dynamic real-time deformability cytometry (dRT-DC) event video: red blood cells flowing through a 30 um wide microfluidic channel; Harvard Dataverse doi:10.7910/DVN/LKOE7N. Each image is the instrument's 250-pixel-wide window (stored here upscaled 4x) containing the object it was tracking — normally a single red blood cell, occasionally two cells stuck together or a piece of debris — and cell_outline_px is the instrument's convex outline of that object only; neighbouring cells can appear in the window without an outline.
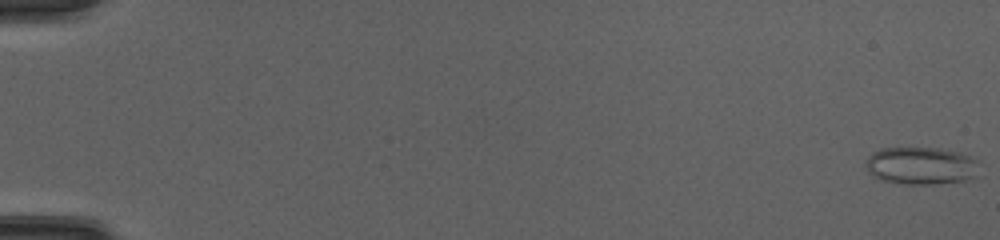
{"species": "common noctule bat (a hibernating species)", "species_latin": "Nyctalus noctula", "temperature_condition": "cold", "stored_images_in_passage": 51, "camera_frame_rate_fps": 3000, "um_per_image_px": 0.085, "animal": {"sex": "female", "body_mass_g": 20.0, "forearm_length_mm": 54.0}, "frame": {"image": 1, "passage_image": 1, "time_ms": 0.0, "image_size_px": [1000, 240], "cell_outline_px": [[980, 160], [976, 176], [964, 180], [932, 184], [904, 184], [880, 180], [872, 176], [868, 172], [868, 156], [872, 152], [880, 148], [940, 148], [960, 152]], "centroid_in_image_um": [78.31, 14.08], "position_along_channel_um": 6.7, "area_um2": 24.97}}
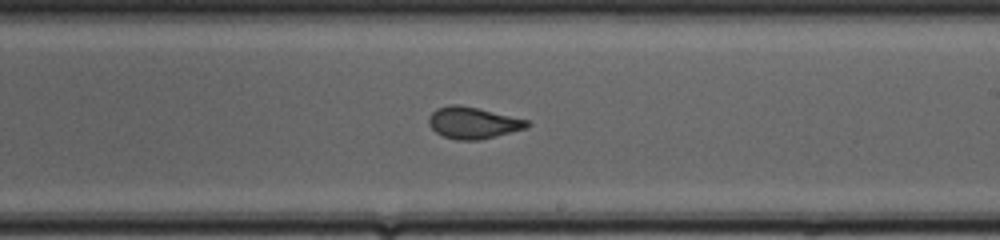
{"frame": {"image": 2, "passage_image": 32, "time_ms": 10.333, "image_size_px": [1000, 240], "cell_outline_px": [[532, 124], [528, 128], [480, 140], [456, 140], [444, 136], [436, 132], [432, 128], [428, 120], [428, 116], [436, 108], [448, 104], [460, 104], [528, 120]], "centroid_in_image_um": [40.21, 10.43], "position_along_channel_um": 248.8, "area_um2": 18.21}}
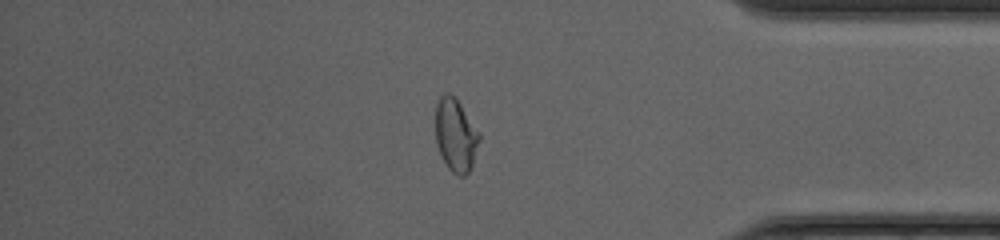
{"frame": {"image": 3, "passage_image": 44, "time_ms": 14.333, "image_size_px": [1000, 240], "cell_outline_px": [[480, 140], [472, 164], [468, 172], [464, 176], [460, 176], [452, 172], [448, 168], [436, 144], [436, 104], [440, 96], [444, 92], [448, 92], [460, 104], [480, 132]], "centroid_in_image_um": [38.73, 11.48], "position_along_channel_um": 396.5, "area_um2": 18.44}, "authors_computed_cell_mechanics": {"area_um2": 19.4786, "velocity_mm_per_s": 4.2094, "shape_relaxation_time_tau1_ms": null, "shape_relaxation_time_tau2_ms": 0.8881, "deformation_change_tau1": null, "deformation_change_tau2": 0.0736}}